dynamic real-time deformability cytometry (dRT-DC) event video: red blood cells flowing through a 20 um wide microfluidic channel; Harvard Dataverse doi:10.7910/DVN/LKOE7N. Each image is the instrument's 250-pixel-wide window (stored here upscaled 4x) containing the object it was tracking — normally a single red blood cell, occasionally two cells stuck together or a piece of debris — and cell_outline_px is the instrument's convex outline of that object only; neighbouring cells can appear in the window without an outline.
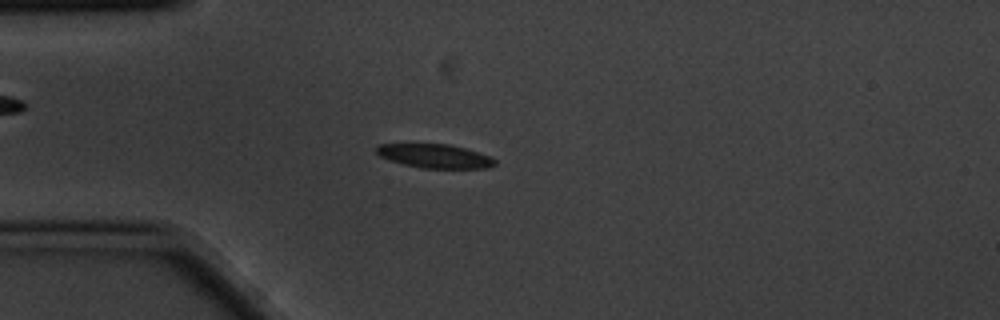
{"species": "common noctule bat (a hibernating species)", "species_latin": "Nyctalus noctula", "temperature_condition": "cold", "stored_images_in_passage": 9, "camera_frame_rate_fps": 3000, "um_per_image_px": 0.085, "animal": {"sex": "male", "body_mass_g": 20.1, "forearm_length_mm": 53.5}, "frame": {"image": 1, "passage_image": 4, "time_ms": 1.0, "image_size_px": [1000, 320], "cell_outline_px": [[496, 164], [488, 168], [420, 168], [388, 160], [380, 156], [376, 152], [376, 148], [380, 144], [448, 144], [464, 148], [488, 156], [496, 160]], "centroid_in_image_um": [36.94, 13.27], "position_along_channel_um": 48.1, "area_um2": 16.3}}